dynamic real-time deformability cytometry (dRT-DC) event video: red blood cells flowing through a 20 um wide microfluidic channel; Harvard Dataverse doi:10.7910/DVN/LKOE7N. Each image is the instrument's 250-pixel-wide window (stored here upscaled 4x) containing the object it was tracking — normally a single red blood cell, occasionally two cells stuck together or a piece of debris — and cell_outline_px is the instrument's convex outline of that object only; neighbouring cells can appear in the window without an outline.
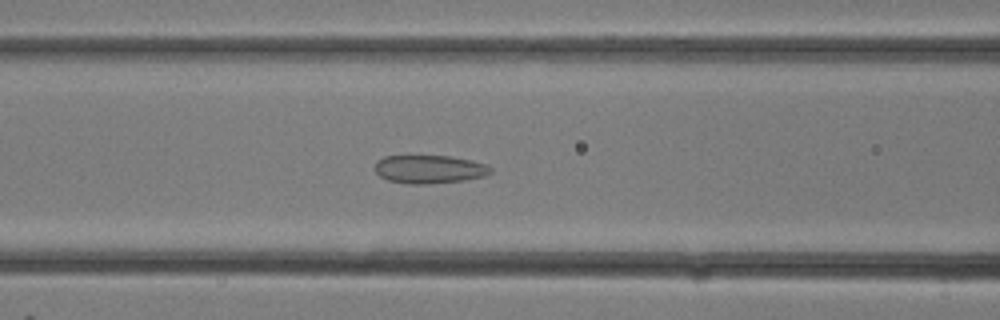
{"species": "common noctule bat (a hibernating species)", "species_latin": "Nyctalus noctula", "temperature_condition": "room temperature", "stored_images_in_passage": 14, "camera_frame_rate_fps": 3000, "um_per_image_px": 0.085, "animal": {"sex": "female"}, "frame": {"image": 1, "passage_image": 12, "time_ms": 3.667, "image_size_px": [1000, 320], "cell_outline_px": [[492, 172], [484, 176], [464, 180], [428, 184], [408, 184], [388, 180], [380, 176], [372, 168], [376, 160], [384, 156], [452, 156], [472, 160], [484, 164], [492, 168]], "centroid_in_image_um": [36.45, 14.38], "position_along_channel_um": 130.1, "area_um2": 19.25}}
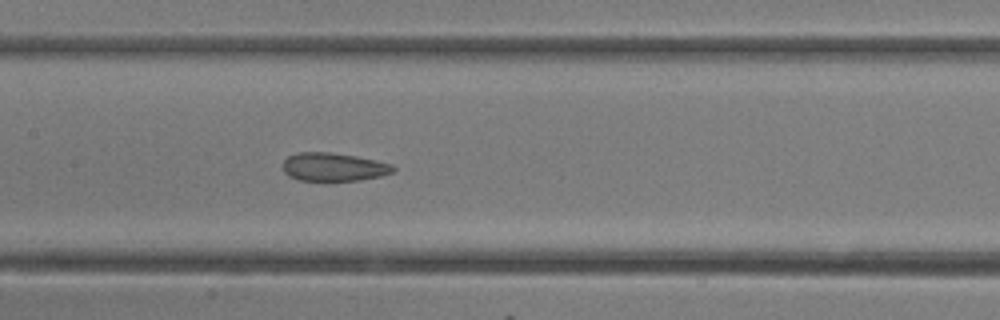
{"frame": {"image": 2, "passage_image": 14, "time_ms": 4.333, "image_size_px": [1000, 320], "cell_outline_px": [[396, 172], [380, 176], [360, 180], [300, 180], [288, 176], [284, 172], [284, 160], [288, 156], [296, 152], [332, 152], [356, 156], [376, 160], [392, 164], [396, 168]], "centroid_in_image_um": [28.39, 14.18], "position_along_channel_um": 179.0, "area_um2": 18.26}}